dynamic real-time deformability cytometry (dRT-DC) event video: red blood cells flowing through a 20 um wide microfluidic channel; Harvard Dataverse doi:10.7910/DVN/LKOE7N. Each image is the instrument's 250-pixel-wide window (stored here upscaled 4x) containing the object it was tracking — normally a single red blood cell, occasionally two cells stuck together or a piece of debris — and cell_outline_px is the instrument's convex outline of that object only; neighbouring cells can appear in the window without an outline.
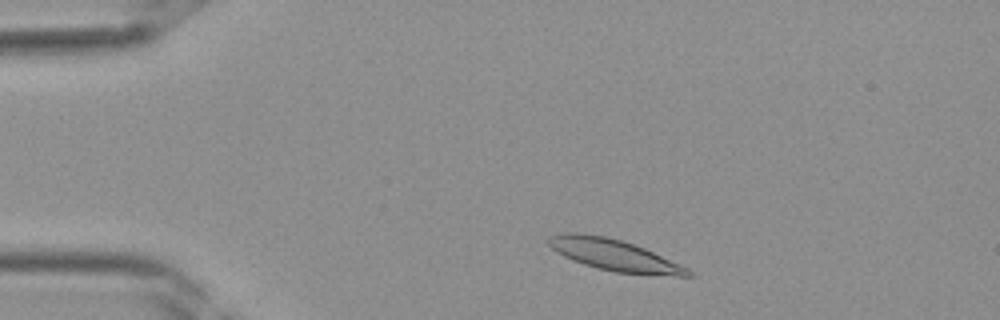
{"species": "Egyptian fruit bat (a non-hibernating species)", "species_latin": "Rousettus aegyptiacus", "temperature_condition": "room temperature", "stored_images_in_passage": 35, "camera_frame_rate_fps": 3000, "um_per_image_px": 0.085, "frame": {"image": 1, "passage_image": 3, "time_ms": 0.667, "image_size_px": [1000, 320], "cell_outline_px": [[696, 276], [676, 276], [616, 272], [596, 268], [572, 260], [556, 252], [548, 244], [548, 236], [564, 232], [576, 232], [604, 236], [620, 240], [644, 248], [688, 268]], "centroid_in_image_um": [52.18, 21.67], "position_along_channel_um": 32.8, "area_um2": 25.32}}
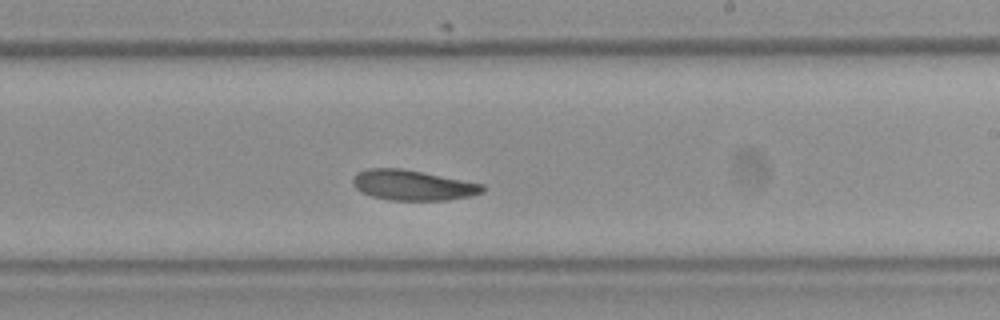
{"frame": {"image": 2, "passage_image": 19, "time_ms": 6.0, "image_size_px": [1000, 320], "cell_outline_px": [[484, 192], [468, 196], [448, 200], [388, 200], [372, 196], [360, 192], [352, 184], [352, 176], [356, 172], [368, 168], [400, 168], [484, 184]], "centroid_in_image_um": [35.02, 15.74], "position_along_channel_um": 254.0, "area_um2": 22.89}}
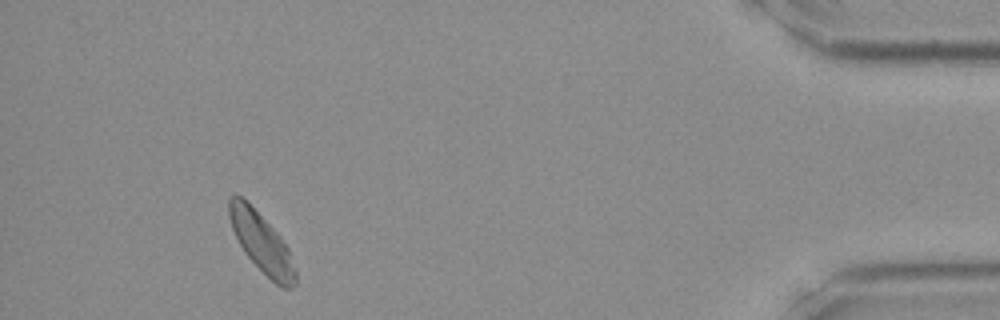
{"frame": {"image": 3, "passage_image": 32, "time_ms": 10.333, "image_size_px": [1000, 320], "cell_outline_px": [[296, 284], [292, 288], [284, 288], [276, 284], [244, 252], [232, 228], [228, 216], [228, 200], [236, 192], [280, 236], [288, 248], [296, 268]], "centroid_in_image_um": [22.24, 20.65], "position_along_channel_um": 413.0, "area_um2": 22.37}}